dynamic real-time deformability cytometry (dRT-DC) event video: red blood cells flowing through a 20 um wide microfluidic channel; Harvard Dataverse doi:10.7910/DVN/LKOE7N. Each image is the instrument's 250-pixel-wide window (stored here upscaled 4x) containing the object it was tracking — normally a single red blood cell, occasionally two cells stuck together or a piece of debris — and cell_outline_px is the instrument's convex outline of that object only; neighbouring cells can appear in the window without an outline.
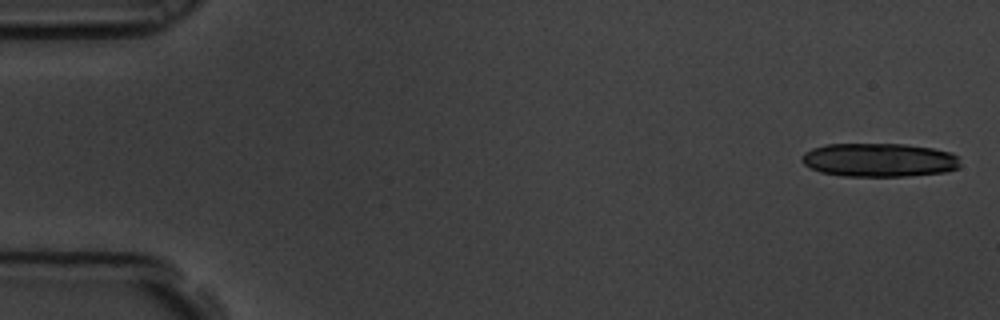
{"species": "common noctule bat (a hibernating species)", "species_latin": "Nyctalus noctula", "temperature_condition": "room temperature", "stored_images_in_passage": 11, "camera_frame_rate_fps": 3000, "um_per_image_px": 0.085, "animal": {"sex": "male", "body_mass_g": 19.5, "forearm_length_mm": 54.6}, "frame": {"image": 1, "passage_image": 1, "time_ms": 0.0, "image_size_px": [1000, 320], "cell_outline_px": [[960, 168], [944, 172], [908, 176], [844, 176], [820, 172], [804, 164], [800, 160], [800, 156], [804, 152], [812, 148], [824, 144], [904, 144], [932, 148], [952, 152], [960, 156]], "centroid_in_image_um": [74.74, 13.59], "position_along_channel_um": 10.3, "area_um2": 31.44}}